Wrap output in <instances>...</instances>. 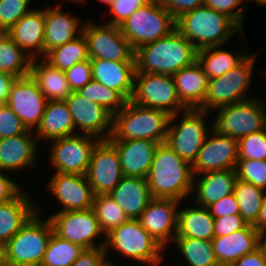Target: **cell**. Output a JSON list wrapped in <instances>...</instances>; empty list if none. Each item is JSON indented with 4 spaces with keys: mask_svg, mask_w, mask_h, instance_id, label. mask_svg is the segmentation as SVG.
<instances>
[{
    "mask_svg": "<svg viewBox=\"0 0 266 266\" xmlns=\"http://www.w3.org/2000/svg\"><path fill=\"white\" fill-rule=\"evenodd\" d=\"M253 226L259 235L266 233V195L264 197L258 219Z\"/></svg>",
    "mask_w": 266,
    "mask_h": 266,
    "instance_id": "cell-56",
    "label": "cell"
},
{
    "mask_svg": "<svg viewBox=\"0 0 266 266\" xmlns=\"http://www.w3.org/2000/svg\"><path fill=\"white\" fill-rule=\"evenodd\" d=\"M136 73L174 75L197 60V50L176 28L135 50Z\"/></svg>",
    "mask_w": 266,
    "mask_h": 266,
    "instance_id": "cell-2",
    "label": "cell"
},
{
    "mask_svg": "<svg viewBox=\"0 0 266 266\" xmlns=\"http://www.w3.org/2000/svg\"><path fill=\"white\" fill-rule=\"evenodd\" d=\"M53 233L61 239L85 249L104 248L106 237L99 244L96 238L105 235L92 208L79 211H58L49 215Z\"/></svg>",
    "mask_w": 266,
    "mask_h": 266,
    "instance_id": "cell-12",
    "label": "cell"
},
{
    "mask_svg": "<svg viewBox=\"0 0 266 266\" xmlns=\"http://www.w3.org/2000/svg\"><path fill=\"white\" fill-rule=\"evenodd\" d=\"M0 266H8L6 260V249L5 244L0 243Z\"/></svg>",
    "mask_w": 266,
    "mask_h": 266,
    "instance_id": "cell-57",
    "label": "cell"
},
{
    "mask_svg": "<svg viewBox=\"0 0 266 266\" xmlns=\"http://www.w3.org/2000/svg\"><path fill=\"white\" fill-rule=\"evenodd\" d=\"M235 171L237 179L252 183L266 192V160L238 159Z\"/></svg>",
    "mask_w": 266,
    "mask_h": 266,
    "instance_id": "cell-42",
    "label": "cell"
},
{
    "mask_svg": "<svg viewBox=\"0 0 266 266\" xmlns=\"http://www.w3.org/2000/svg\"><path fill=\"white\" fill-rule=\"evenodd\" d=\"M103 24V25H102ZM101 25L86 21L82 33L87 41L90 59H104L112 62H136L135 50L123 36L119 26Z\"/></svg>",
    "mask_w": 266,
    "mask_h": 266,
    "instance_id": "cell-13",
    "label": "cell"
},
{
    "mask_svg": "<svg viewBox=\"0 0 266 266\" xmlns=\"http://www.w3.org/2000/svg\"><path fill=\"white\" fill-rule=\"evenodd\" d=\"M176 237L211 241L214 238V217L209 209L196 203L195 207L178 209Z\"/></svg>",
    "mask_w": 266,
    "mask_h": 266,
    "instance_id": "cell-33",
    "label": "cell"
},
{
    "mask_svg": "<svg viewBox=\"0 0 266 266\" xmlns=\"http://www.w3.org/2000/svg\"><path fill=\"white\" fill-rule=\"evenodd\" d=\"M108 258L105 248L85 249L71 266H116Z\"/></svg>",
    "mask_w": 266,
    "mask_h": 266,
    "instance_id": "cell-50",
    "label": "cell"
},
{
    "mask_svg": "<svg viewBox=\"0 0 266 266\" xmlns=\"http://www.w3.org/2000/svg\"><path fill=\"white\" fill-rule=\"evenodd\" d=\"M47 187L63 209L79 211L92 208L94 194L85 175L54 173Z\"/></svg>",
    "mask_w": 266,
    "mask_h": 266,
    "instance_id": "cell-20",
    "label": "cell"
},
{
    "mask_svg": "<svg viewBox=\"0 0 266 266\" xmlns=\"http://www.w3.org/2000/svg\"><path fill=\"white\" fill-rule=\"evenodd\" d=\"M15 79L12 75L0 71V104H6L12 83Z\"/></svg>",
    "mask_w": 266,
    "mask_h": 266,
    "instance_id": "cell-55",
    "label": "cell"
},
{
    "mask_svg": "<svg viewBox=\"0 0 266 266\" xmlns=\"http://www.w3.org/2000/svg\"><path fill=\"white\" fill-rule=\"evenodd\" d=\"M47 102L37 83L28 75L14 80L6 105L21 119L27 130L33 131L41 122Z\"/></svg>",
    "mask_w": 266,
    "mask_h": 266,
    "instance_id": "cell-16",
    "label": "cell"
},
{
    "mask_svg": "<svg viewBox=\"0 0 266 266\" xmlns=\"http://www.w3.org/2000/svg\"><path fill=\"white\" fill-rule=\"evenodd\" d=\"M119 28L136 50L142 45L168 35L176 28V20L160 4L159 0H150L135 10Z\"/></svg>",
    "mask_w": 266,
    "mask_h": 266,
    "instance_id": "cell-7",
    "label": "cell"
},
{
    "mask_svg": "<svg viewBox=\"0 0 266 266\" xmlns=\"http://www.w3.org/2000/svg\"><path fill=\"white\" fill-rule=\"evenodd\" d=\"M150 0H115L109 7V13L113 15L107 24L120 26L132 15L135 10L144 6Z\"/></svg>",
    "mask_w": 266,
    "mask_h": 266,
    "instance_id": "cell-48",
    "label": "cell"
},
{
    "mask_svg": "<svg viewBox=\"0 0 266 266\" xmlns=\"http://www.w3.org/2000/svg\"><path fill=\"white\" fill-rule=\"evenodd\" d=\"M65 74L71 91L77 92L92 80L90 58L76 63L71 68L67 69Z\"/></svg>",
    "mask_w": 266,
    "mask_h": 266,
    "instance_id": "cell-46",
    "label": "cell"
},
{
    "mask_svg": "<svg viewBox=\"0 0 266 266\" xmlns=\"http://www.w3.org/2000/svg\"><path fill=\"white\" fill-rule=\"evenodd\" d=\"M200 175L202 177H194L193 182L192 191L196 192V205L208 207L233 193L237 181L235 169L205 172Z\"/></svg>",
    "mask_w": 266,
    "mask_h": 266,
    "instance_id": "cell-28",
    "label": "cell"
},
{
    "mask_svg": "<svg viewBox=\"0 0 266 266\" xmlns=\"http://www.w3.org/2000/svg\"><path fill=\"white\" fill-rule=\"evenodd\" d=\"M85 248L52 233L40 266H71Z\"/></svg>",
    "mask_w": 266,
    "mask_h": 266,
    "instance_id": "cell-40",
    "label": "cell"
},
{
    "mask_svg": "<svg viewBox=\"0 0 266 266\" xmlns=\"http://www.w3.org/2000/svg\"><path fill=\"white\" fill-rule=\"evenodd\" d=\"M170 116L166 111L127 101L113 115L112 133L107 140H151L166 141Z\"/></svg>",
    "mask_w": 266,
    "mask_h": 266,
    "instance_id": "cell-4",
    "label": "cell"
},
{
    "mask_svg": "<svg viewBox=\"0 0 266 266\" xmlns=\"http://www.w3.org/2000/svg\"><path fill=\"white\" fill-rule=\"evenodd\" d=\"M92 209L105 236L129 220L109 194L94 195Z\"/></svg>",
    "mask_w": 266,
    "mask_h": 266,
    "instance_id": "cell-39",
    "label": "cell"
},
{
    "mask_svg": "<svg viewBox=\"0 0 266 266\" xmlns=\"http://www.w3.org/2000/svg\"><path fill=\"white\" fill-rule=\"evenodd\" d=\"M248 1H250V2H252L254 4H258L259 6L261 5L262 7L266 6V0H248Z\"/></svg>",
    "mask_w": 266,
    "mask_h": 266,
    "instance_id": "cell-59",
    "label": "cell"
},
{
    "mask_svg": "<svg viewBox=\"0 0 266 266\" xmlns=\"http://www.w3.org/2000/svg\"><path fill=\"white\" fill-rule=\"evenodd\" d=\"M248 2V0H205L204 5L217 12L226 14L244 30L243 20L246 10L248 9ZM236 7H239V9H236Z\"/></svg>",
    "mask_w": 266,
    "mask_h": 266,
    "instance_id": "cell-45",
    "label": "cell"
},
{
    "mask_svg": "<svg viewBox=\"0 0 266 266\" xmlns=\"http://www.w3.org/2000/svg\"><path fill=\"white\" fill-rule=\"evenodd\" d=\"M266 233L260 235V248L263 250L266 257Z\"/></svg>",
    "mask_w": 266,
    "mask_h": 266,
    "instance_id": "cell-58",
    "label": "cell"
},
{
    "mask_svg": "<svg viewBox=\"0 0 266 266\" xmlns=\"http://www.w3.org/2000/svg\"><path fill=\"white\" fill-rule=\"evenodd\" d=\"M173 243L189 266H219L212 241L175 237Z\"/></svg>",
    "mask_w": 266,
    "mask_h": 266,
    "instance_id": "cell-37",
    "label": "cell"
},
{
    "mask_svg": "<svg viewBox=\"0 0 266 266\" xmlns=\"http://www.w3.org/2000/svg\"><path fill=\"white\" fill-rule=\"evenodd\" d=\"M44 59L53 67L66 71L76 63L89 59L87 41L82 33L74 40L53 48Z\"/></svg>",
    "mask_w": 266,
    "mask_h": 266,
    "instance_id": "cell-36",
    "label": "cell"
},
{
    "mask_svg": "<svg viewBox=\"0 0 266 266\" xmlns=\"http://www.w3.org/2000/svg\"><path fill=\"white\" fill-rule=\"evenodd\" d=\"M21 191L14 199L0 203V243L6 244L38 211V205Z\"/></svg>",
    "mask_w": 266,
    "mask_h": 266,
    "instance_id": "cell-29",
    "label": "cell"
},
{
    "mask_svg": "<svg viewBox=\"0 0 266 266\" xmlns=\"http://www.w3.org/2000/svg\"><path fill=\"white\" fill-rule=\"evenodd\" d=\"M247 222L240 214L214 218V237L225 236L243 229Z\"/></svg>",
    "mask_w": 266,
    "mask_h": 266,
    "instance_id": "cell-49",
    "label": "cell"
},
{
    "mask_svg": "<svg viewBox=\"0 0 266 266\" xmlns=\"http://www.w3.org/2000/svg\"><path fill=\"white\" fill-rule=\"evenodd\" d=\"M180 205L174 199L152 198L138 218L143 228L164 249L176 237Z\"/></svg>",
    "mask_w": 266,
    "mask_h": 266,
    "instance_id": "cell-19",
    "label": "cell"
},
{
    "mask_svg": "<svg viewBox=\"0 0 266 266\" xmlns=\"http://www.w3.org/2000/svg\"><path fill=\"white\" fill-rule=\"evenodd\" d=\"M130 101L169 115L179 114L187 108L181 103L172 75L135 73L134 89Z\"/></svg>",
    "mask_w": 266,
    "mask_h": 266,
    "instance_id": "cell-11",
    "label": "cell"
},
{
    "mask_svg": "<svg viewBox=\"0 0 266 266\" xmlns=\"http://www.w3.org/2000/svg\"><path fill=\"white\" fill-rule=\"evenodd\" d=\"M211 241L219 266H231L260 247V235L252 224L232 234L214 237Z\"/></svg>",
    "mask_w": 266,
    "mask_h": 266,
    "instance_id": "cell-25",
    "label": "cell"
},
{
    "mask_svg": "<svg viewBox=\"0 0 266 266\" xmlns=\"http://www.w3.org/2000/svg\"><path fill=\"white\" fill-rule=\"evenodd\" d=\"M85 176L94 195L109 194L124 177L119 154L108 140L94 147Z\"/></svg>",
    "mask_w": 266,
    "mask_h": 266,
    "instance_id": "cell-15",
    "label": "cell"
},
{
    "mask_svg": "<svg viewBox=\"0 0 266 266\" xmlns=\"http://www.w3.org/2000/svg\"><path fill=\"white\" fill-rule=\"evenodd\" d=\"M207 114L208 111L187 109L183 111L178 123L173 121L179 114L170 116L165 143L190 164L196 160L202 144L211 131V124L208 126L206 122Z\"/></svg>",
    "mask_w": 266,
    "mask_h": 266,
    "instance_id": "cell-10",
    "label": "cell"
},
{
    "mask_svg": "<svg viewBox=\"0 0 266 266\" xmlns=\"http://www.w3.org/2000/svg\"><path fill=\"white\" fill-rule=\"evenodd\" d=\"M29 75L48 101H64L72 93L65 71L53 67L44 58L32 59Z\"/></svg>",
    "mask_w": 266,
    "mask_h": 266,
    "instance_id": "cell-32",
    "label": "cell"
},
{
    "mask_svg": "<svg viewBox=\"0 0 266 266\" xmlns=\"http://www.w3.org/2000/svg\"><path fill=\"white\" fill-rule=\"evenodd\" d=\"M257 97L225 105L216 109L217 116L212 120L211 129L233 139L261 131L266 128V102Z\"/></svg>",
    "mask_w": 266,
    "mask_h": 266,
    "instance_id": "cell-8",
    "label": "cell"
},
{
    "mask_svg": "<svg viewBox=\"0 0 266 266\" xmlns=\"http://www.w3.org/2000/svg\"><path fill=\"white\" fill-rule=\"evenodd\" d=\"M77 93L88 101H93L103 106L112 115L120 111L127 102L117 91L109 89L94 80L79 89Z\"/></svg>",
    "mask_w": 266,
    "mask_h": 266,
    "instance_id": "cell-41",
    "label": "cell"
},
{
    "mask_svg": "<svg viewBox=\"0 0 266 266\" xmlns=\"http://www.w3.org/2000/svg\"><path fill=\"white\" fill-rule=\"evenodd\" d=\"M119 154L124 176L146 178L159 143L151 140H108Z\"/></svg>",
    "mask_w": 266,
    "mask_h": 266,
    "instance_id": "cell-21",
    "label": "cell"
},
{
    "mask_svg": "<svg viewBox=\"0 0 266 266\" xmlns=\"http://www.w3.org/2000/svg\"><path fill=\"white\" fill-rule=\"evenodd\" d=\"M38 210L5 244L8 266H40L42 263L53 227L48 217L42 219Z\"/></svg>",
    "mask_w": 266,
    "mask_h": 266,
    "instance_id": "cell-6",
    "label": "cell"
},
{
    "mask_svg": "<svg viewBox=\"0 0 266 266\" xmlns=\"http://www.w3.org/2000/svg\"><path fill=\"white\" fill-rule=\"evenodd\" d=\"M214 218L239 214V204L234 193L225 196L207 207Z\"/></svg>",
    "mask_w": 266,
    "mask_h": 266,
    "instance_id": "cell-51",
    "label": "cell"
},
{
    "mask_svg": "<svg viewBox=\"0 0 266 266\" xmlns=\"http://www.w3.org/2000/svg\"><path fill=\"white\" fill-rule=\"evenodd\" d=\"M176 29L185 36L197 51L223 46L234 34L245 38L244 30L226 14L201 6L176 19Z\"/></svg>",
    "mask_w": 266,
    "mask_h": 266,
    "instance_id": "cell-3",
    "label": "cell"
},
{
    "mask_svg": "<svg viewBox=\"0 0 266 266\" xmlns=\"http://www.w3.org/2000/svg\"><path fill=\"white\" fill-rule=\"evenodd\" d=\"M71 113L75 130L79 127L82 135L107 140L112 133L113 115L96 102L88 101L77 92L65 100Z\"/></svg>",
    "mask_w": 266,
    "mask_h": 266,
    "instance_id": "cell-18",
    "label": "cell"
},
{
    "mask_svg": "<svg viewBox=\"0 0 266 266\" xmlns=\"http://www.w3.org/2000/svg\"><path fill=\"white\" fill-rule=\"evenodd\" d=\"M238 161V140L212 129L192 164L194 177L211 171L235 169Z\"/></svg>",
    "mask_w": 266,
    "mask_h": 266,
    "instance_id": "cell-17",
    "label": "cell"
},
{
    "mask_svg": "<svg viewBox=\"0 0 266 266\" xmlns=\"http://www.w3.org/2000/svg\"><path fill=\"white\" fill-rule=\"evenodd\" d=\"M220 48V49H219ZM247 48L239 54L221 48V46L209 47L197 51V62L203 68L208 80L224 75L226 72L239 65L249 54H245Z\"/></svg>",
    "mask_w": 266,
    "mask_h": 266,
    "instance_id": "cell-34",
    "label": "cell"
},
{
    "mask_svg": "<svg viewBox=\"0 0 266 266\" xmlns=\"http://www.w3.org/2000/svg\"><path fill=\"white\" fill-rule=\"evenodd\" d=\"M31 0H0V32H7L24 15L32 9L28 8Z\"/></svg>",
    "mask_w": 266,
    "mask_h": 266,
    "instance_id": "cell-44",
    "label": "cell"
},
{
    "mask_svg": "<svg viewBox=\"0 0 266 266\" xmlns=\"http://www.w3.org/2000/svg\"><path fill=\"white\" fill-rule=\"evenodd\" d=\"M67 1H70V2H74L75 4H77V3H82V4H84V2H86V0H67Z\"/></svg>",
    "mask_w": 266,
    "mask_h": 266,
    "instance_id": "cell-61",
    "label": "cell"
},
{
    "mask_svg": "<svg viewBox=\"0 0 266 266\" xmlns=\"http://www.w3.org/2000/svg\"><path fill=\"white\" fill-rule=\"evenodd\" d=\"M178 97L187 109H199L206 96L208 78L197 60L173 75Z\"/></svg>",
    "mask_w": 266,
    "mask_h": 266,
    "instance_id": "cell-30",
    "label": "cell"
},
{
    "mask_svg": "<svg viewBox=\"0 0 266 266\" xmlns=\"http://www.w3.org/2000/svg\"><path fill=\"white\" fill-rule=\"evenodd\" d=\"M99 141L96 137L79 133L52 140L49 165L55 173L85 175L92 151Z\"/></svg>",
    "mask_w": 266,
    "mask_h": 266,
    "instance_id": "cell-14",
    "label": "cell"
},
{
    "mask_svg": "<svg viewBox=\"0 0 266 266\" xmlns=\"http://www.w3.org/2000/svg\"><path fill=\"white\" fill-rule=\"evenodd\" d=\"M231 266H266V257L259 247L254 252L242 256Z\"/></svg>",
    "mask_w": 266,
    "mask_h": 266,
    "instance_id": "cell-54",
    "label": "cell"
},
{
    "mask_svg": "<svg viewBox=\"0 0 266 266\" xmlns=\"http://www.w3.org/2000/svg\"><path fill=\"white\" fill-rule=\"evenodd\" d=\"M5 173L0 171V203L14 199L23 190L18 182L10 179Z\"/></svg>",
    "mask_w": 266,
    "mask_h": 266,
    "instance_id": "cell-53",
    "label": "cell"
},
{
    "mask_svg": "<svg viewBox=\"0 0 266 266\" xmlns=\"http://www.w3.org/2000/svg\"><path fill=\"white\" fill-rule=\"evenodd\" d=\"M92 80L117 91L126 101L131 99L134 89L136 62H112L90 59Z\"/></svg>",
    "mask_w": 266,
    "mask_h": 266,
    "instance_id": "cell-24",
    "label": "cell"
},
{
    "mask_svg": "<svg viewBox=\"0 0 266 266\" xmlns=\"http://www.w3.org/2000/svg\"><path fill=\"white\" fill-rule=\"evenodd\" d=\"M233 193L239 204V214L247 224L253 225L258 219L266 192L252 183L237 179Z\"/></svg>",
    "mask_w": 266,
    "mask_h": 266,
    "instance_id": "cell-38",
    "label": "cell"
},
{
    "mask_svg": "<svg viewBox=\"0 0 266 266\" xmlns=\"http://www.w3.org/2000/svg\"><path fill=\"white\" fill-rule=\"evenodd\" d=\"M31 61L7 32H0V71L23 78L30 74Z\"/></svg>",
    "mask_w": 266,
    "mask_h": 266,
    "instance_id": "cell-35",
    "label": "cell"
},
{
    "mask_svg": "<svg viewBox=\"0 0 266 266\" xmlns=\"http://www.w3.org/2000/svg\"><path fill=\"white\" fill-rule=\"evenodd\" d=\"M98 1L110 7L115 0H98Z\"/></svg>",
    "mask_w": 266,
    "mask_h": 266,
    "instance_id": "cell-60",
    "label": "cell"
},
{
    "mask_svg": "<svg viewBox=\"0 0 266 266\" xmlns=\"http://www.w3.org/2000/svg\"><path fill=\"white\" fill-rule=\"evenodd\" d=\"M255 55L256 52L249 54L224 75L208 80L206 96L199 110L211 112L219 107L253 98L248 95V91H251L249 88L256 62Z\"/></svg>",
    "mask_w": 266,
    "mask_h": 266,
    "instance_id": "cell-9",
    "label": "cell"
},
{
    "mask_svg": "<svg viewBox=\"0 0 266 266\" xmlns=\"http://www.w3.org/2000/svg\"><path fill=\"white\" fill-rule=\"evenodd\" d=\"M7 33L32 59L43 58L44 9H32L14 24Z\"/></svg>",
    "mask_w": 266,
    "mask_h": 266,
    "instance_id": "cell-26",
    "label": "cell"
},
{
    "mask_svg": "<svg viewBox=\"0 0 266 266\" xmlns=\"http://www.w3.org/2000/svg\"><path fill=\"white\" fill-rule=\"evenodd\" d=\"M106 255L110 249L127 259L148 266H158L164 260V248L143 228L138 219H129L106 236ZM164 255V256H163Z\"/></svg>",
    "mask_w": 266,
    "mask_h": 266,
    "instance_id": "cell-5",
    "label": "cell"
},
{
    "mask_svg": "<svg viewBox=\"0 0 266 266\" xmlns=\"http://www.w3.org/2000/svg\"><path fill=\"white\" fill-rule=\"evenodd\" d=\"M27 128L21 119L6 104L0 107V138L24 134Z\"/></svg>",
    "mask_w": 266,
    "mask_h": 266,
    "instance_id": "cell-47",
    "label": "cell"
},
{
    "mask_svg": "<svg viewBox=\"0 0 266 266\" xmlns=\"http://www.w3.org/2000/svg\"><path fill=\"white\" fill-rule=\"evenodd\" d=\"M238 159L266 160V128L238 141Z\"/></svg>",
    "mask_w": 266,
    "mask_h": 266,
    "instance_id": "cell-43",
    "label": "cell"
},
{
    "mask_svg": "<svg viewBox=\"0 0 266 266\" xmlns=\"http://www.w3.org/2000/svg\"><path fill=\"white\" fill-rule=\"evenodd\" d=\"M146 179L152 198L174 199L180 202L193 193L192 164L182 159L165 142L156 148Z\"/></svg>",
    "mask_w": 266,
    "mask_h": 266,
    "instance_id": "cell-1",
    "label": "cell"
},
{
    "mask_svg": "<svg viewBox=\"0 0 266 266\" xmlns=\"http://www.w3.org/2000/svg\"><path fill=\"white\" fill-rule=\"evenodd\" d=\"M129 219H138L152 199L146 178L124 176L109 193Z\"/></svg>",
    "mask_w": 266,
    "mask_h": 266,
    "instance_id": "cell-27",
    "label": "cell"
},
{
    "mask_svg": "<svg viewBox=\"0 0 266 266\" xmlns=\"http://www.w3.org/2000/svg\"><path fill=\"white\" fill-rule=\"evenodd\" d=\"M37 145V137L31 130L18 136L0 138V171L16 172L33 167Z\"/></svg>",
    "mask_w": 266,
    "mask_h": 266,
    "instance_id": "cell-23",
    "label": "cell"
},
{
    "mask_svg": "<svg viewBox=\"0 0 266 266\" xmlns=\"http://www.w3.org/2000/svg\"><path fill=\"white\" fill-rule=\"evenodd\" d=\"M37 141L52 140L77 134L67 103L64 101H48L41 122L33 131Z\"/></svg>",
    "mask_w": 266,
    "mask_h": 266,
    "instance_id": "cell-31",
    "label": "cell"
},
{
    "mask_svg": "<svg viewBox=\"0 0 266 266\" xmlns=\"http://www.w3.org/2000/svg\"><path fill=\"white\" fill-rule=\"evenodd\" d=\"M61 4L44 8L45 33L43 58L53 48L64 45L82 34L84 24L79 18L65 13Z\"/></svg>",
    "mask_w": 266,
    "mask_h": 266,
    "instance_id": "cell-22",
    "label": "cell"
},
{
    "mask_svg": "<svg viewBox=\"0 0 266 266\" xmlns=\"http://www.w3.org/2000/svg\"><path fill=\"white\" fill-rule=\"evenodd\" d=\"M159 2L176 20L184 13L204 6L205 0H159Z\"/></svg>",
    "mask_w": 266,
    "mask_h": 266,
    "instance_id": "cell-52",
    "label": "cell"
}]
</instances>
